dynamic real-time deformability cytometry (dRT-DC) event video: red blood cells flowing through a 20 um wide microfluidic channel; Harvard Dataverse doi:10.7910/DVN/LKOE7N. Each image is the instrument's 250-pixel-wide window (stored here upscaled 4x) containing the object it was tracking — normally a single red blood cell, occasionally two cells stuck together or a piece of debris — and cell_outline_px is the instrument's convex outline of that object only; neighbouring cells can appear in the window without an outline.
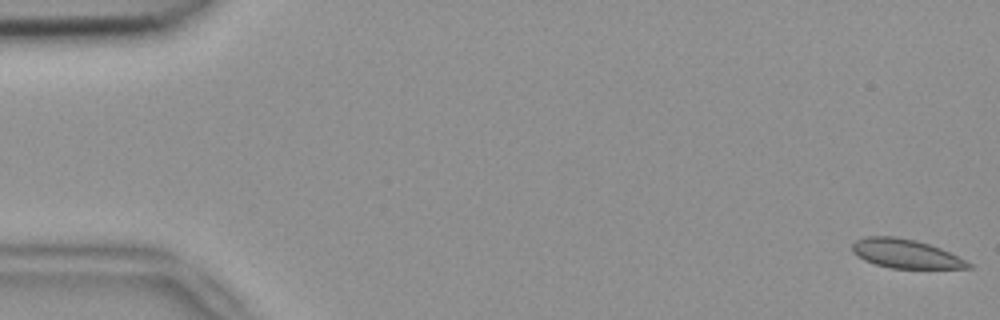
{"species": "common noctule bat (a hibernating species)", "species_latin": "Nyctalus noctula", "temperature_condition": "room temperature", "stored_images_in_passage": 53, "camera_frame_rate_fps": 3000, "um_per_image_px": 0.085, "animal": {"sex": "female", "body_mass_g": 18.4}, "frame": {"image": 1, "passage_image": 1, "time_ms": 0.0, "image_size_px": [1000, 320], "cell_outline_px": [[972, 268], [892, 268], [876, 264], [864, 260], [856, 256], [852, 252], [852, 244], [856, 240], [864, 236], [896, 236], [916, 240], [940, 248], [972, 264]], "centroid_in_image_um": [76.91, 21.55], "position_along_channel_um": 8.1, "area_um2": 19.42}}
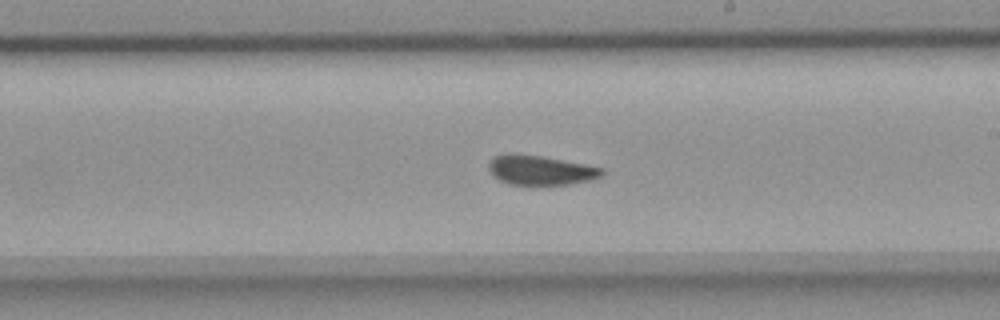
{"frame": {"image": 2, "passage_image": 31, "time_ms": 10.0, "image_size_px": [1000, 320], "cell_outline_px": [[604, 172], [600, 176], [592, 180], [568, 184], [508, 184], [500, 180], [488, 168], [488, 164], [492, 156], [508, 152], [544, 156], [588, 164], [604, 168]], "centroid_in_image_um": [45.95, 14.43], "position_along_channel_um": 243.0, "area_um2": 19.71}}
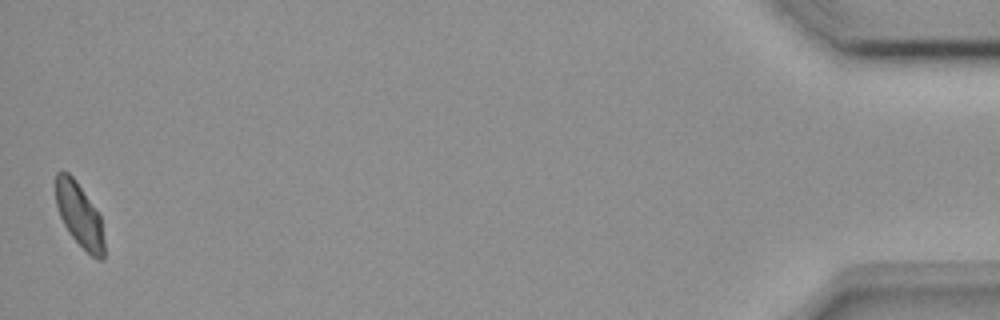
{"frame": {"image": 3, "passage_image": 53, "time_ms": 17.333, "image_size_px": [1000, 320], "cell_outline_px": [[104, 260], [96, 260], [68, 232], [60, 216], [56, 204], [56, 172], [68, 172], [76, 180], [100, 212], [104, 240]], "centroid_in_image_um": [6.78, 18.28], "position_along_channel_um": 428.4, "area_um2": 18.21}, "authors_computed_cell_mechanics": {"area_um2": 19.941, "velocity_mm_per_s": 3.7936, "shape_relaxation_time_tau1_ms": 9.9069, "shape_relaxation_time_tau2_ms": 0.9949, "deformation_change_tau1": 0.1427, "deformation_change_tau2": 0.046}}